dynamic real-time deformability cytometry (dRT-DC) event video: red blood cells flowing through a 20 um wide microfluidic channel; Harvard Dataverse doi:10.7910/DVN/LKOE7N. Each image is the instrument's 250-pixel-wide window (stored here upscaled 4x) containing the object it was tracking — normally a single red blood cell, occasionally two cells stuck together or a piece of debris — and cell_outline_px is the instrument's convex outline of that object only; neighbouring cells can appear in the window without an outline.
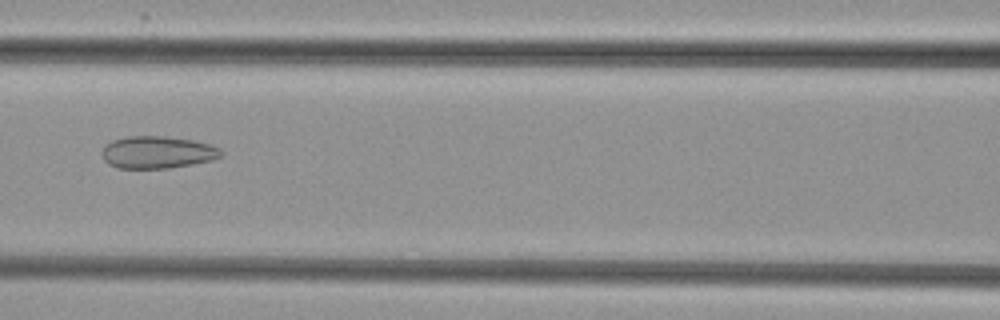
{"species": "common noctule bat (a hibernating species)", "species_latin": "Nyctalus noctula", "temperature_condition": "cold", "stored_images_in_passage": 7, "camera_frame_rate_fps": 3000, "um_per_image_px": 0.085, "animal": {"sex": "female", "body_mass_g": 29.2, "forearm_length_mm": 56.3}, "frame": {"image": 1, "passage_image": 6, "time_ms": 6.0, "image_size_px": [1000, 320], "cell_outline_px": [[224, 152], [220, 156], [212, 160], [192, 164], [168, 168], [116, 168], [108, 164], [104, 160], [100, 152], [112, 140], [128, 136], [164, 136], [192, 140], [212, 144], [220, 148]], "centroid_in_image_um": [13.38, 12.94], "position_along_channel_um": 153.2, "area_um2": 22.48}}
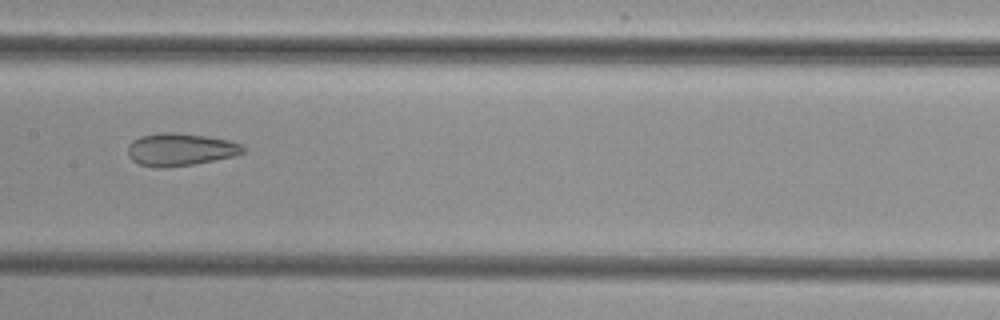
{"frame": {"image": 2, "passage_image": 7, "time_ms": 7.0, "image_size_px": [1000, 320], "cell_outline_px": [[244, 152], [236, 156], [192, 164], [164, 168], [140, 164], [132, 160], [128, 156], [128, 144], [132, 140], [140, 136], [160, 132], [176, 132], [204, 136], [228, 140], [240, 144], [244, 148]], "centroid_in_image_um": [15.3, 12.7], "position_along_channel_um": 192.1, "area_um2": 21.79}}